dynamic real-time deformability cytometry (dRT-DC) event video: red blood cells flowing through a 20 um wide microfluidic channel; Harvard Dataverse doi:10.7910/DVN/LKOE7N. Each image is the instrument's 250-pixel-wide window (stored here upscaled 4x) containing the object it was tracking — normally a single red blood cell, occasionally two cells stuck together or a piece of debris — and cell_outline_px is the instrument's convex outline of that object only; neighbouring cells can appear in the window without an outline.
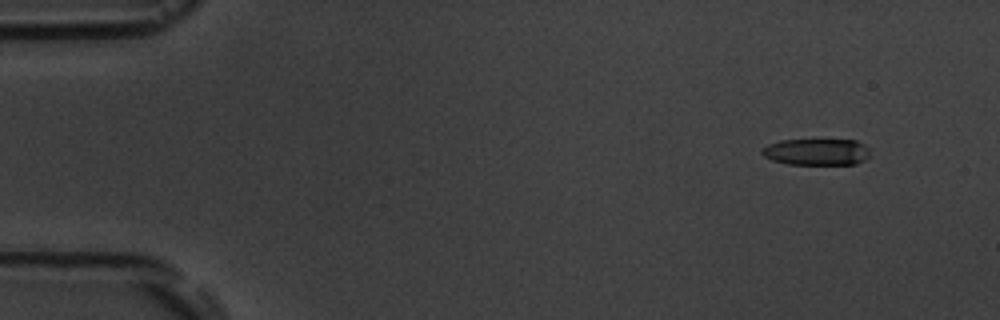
{"species": "common noctule bat (a hibernating species)", "species_latin": "Nyctalus noctula", "temperature_condition": "room temperature", "stored_images_in_passage": 12, "camera_frame_rate_fps": 3000, "um_per_image_px": 0.085, "animal": {"sex": "male", "body_mass_g": 19.5, "forearm_length_mm": 54.6}, "frame": {"image": 1, "passage_image": 1, "time_ms": 0.0, "image_size_px": [1000, 320], "cell_outline_px": [[872, 156], [856, 164], [788, 164], [772, 160], [764, 156], [760, 152], [768, 144], [780, 140], [856, 140], [864, 144], [868, 148]], "centroid_in_image_um": [69.45, 12.91], "position_along_channel_um": 15.6, "area_um2": 16.82}}
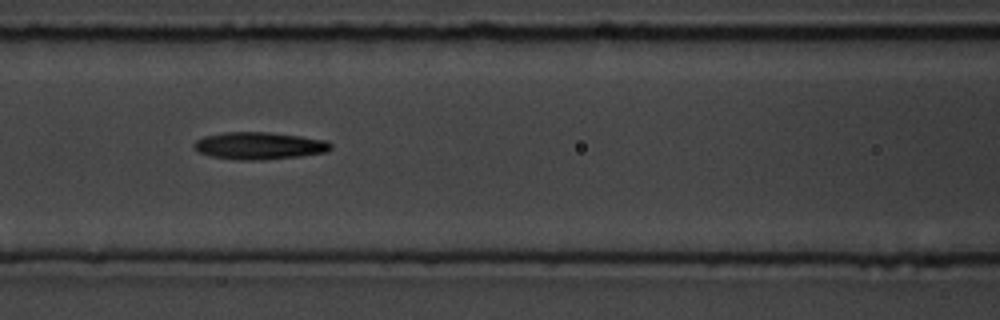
{"frame": {"image": 2, "passage_image": 6, "time_ms": 6.667, "image_size_px": [1000, 320], "cell_outline_px": [[332, 148], [328, 152], [300, 156], [260, 160], [240, 160], [212, 156], [200, 152], [192, 144], [196, 140], [204, 136], [224, 132], [268, 132], [300, 136], [328, 140], [332, 144]], "centroid_in_image_um": [22.08, 12.38], "position_along_channel_um": 144.5, "area_um2": 21.73}}
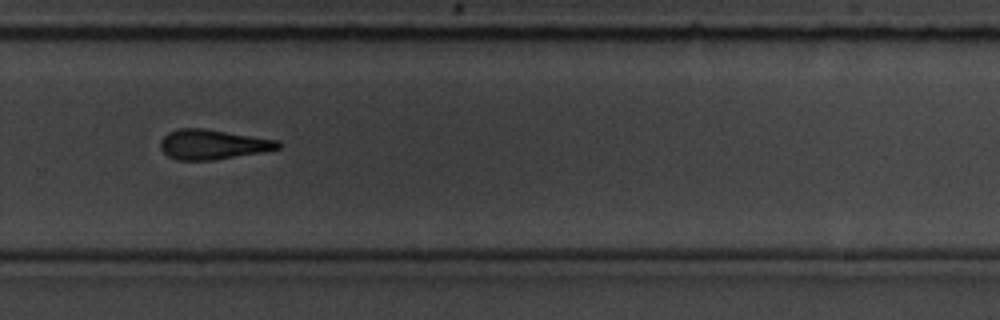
{"frame": {"image": 3, "passage_image": 10, "time_ms": 11.333, "image_size_px": [1000, 320], "cell_outline_px": [[280, 148], [264, 152], [212, 160], [176, 160], [168, 156], [160, 148], [160, 140], [168, 132], [176, 128], [204, 128], [276, 140], [280, 144]], "centroid_in_image_um": [18.03, 12.27], "position_along_channel_um": 311.8, "area_um2": 20.4}, "authors_computed_cell_mechanics": {"area_um2": 20.6924, "velocity_mm_per_s": 3.5955, "shape_relaxation_time_tau1_ms": 5.9242, "shape_relaxation_time_tau2_ms": 6.5133, "deformation_change_tau1": 0.1432, "deformation_change_tau2": 0.2046}}